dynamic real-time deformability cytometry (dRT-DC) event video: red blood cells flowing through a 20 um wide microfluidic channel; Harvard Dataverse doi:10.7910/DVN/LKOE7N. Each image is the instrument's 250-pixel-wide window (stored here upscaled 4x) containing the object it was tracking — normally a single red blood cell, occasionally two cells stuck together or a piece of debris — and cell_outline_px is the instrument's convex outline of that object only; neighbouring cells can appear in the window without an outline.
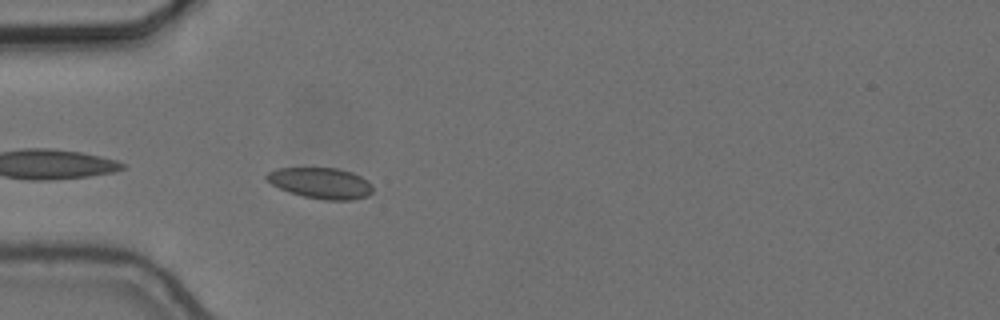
{"species": "common noctule bat (a hibernating species)", "species_latin": "Nyctalus noctula", "temperature_condition": "cold", "stored_images_in_passage": 7, "camera_frame_rate_fps": 3000, "um_per_image_px": 0.085, "animal": {"sex": "female", "body_mass_g": 24.6, "forearm_length_mm": 56.2}, "frame": {"image": 1, "passage_image": 1, "time_ms": 0.0, "image_size_px": [1000, 320], "cell_outline_px": [[372, 192], [368, 196], [352, 200], [324, 200], [304, 196], [288, 192], [272, 184], [264, 176], [268, 172], [276, 168], [336, 168], [352, 172], [368, 180], [372, 184]], "centroid_in_image_um": [27.28, 15.56], "position_along_channel_um": 57.7, "area_um2": 19.19}}
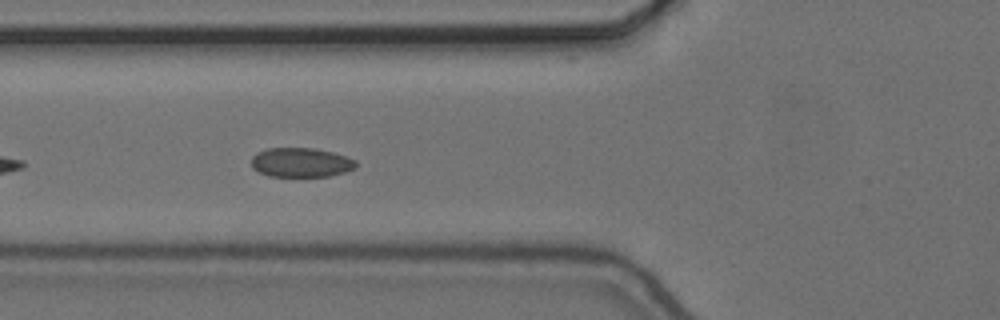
{"frame": {"image": 2, "passage_image": 5, "time_ms": 1.333, "image_size_px": [1000, 320], "cell_outline_px": [[356, 168], [344, 172], [328, 176], [268, 176], [252, 168], [252, 156], [256, 152], [268, 148], [316, 148], [332, 152], [356, 160]], "centroid_in_image_um": [25.56, 13.8], "position_along_channel_um": 100.2, "area_um2": 17.86}}